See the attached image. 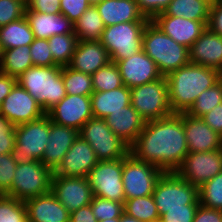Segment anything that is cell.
Returning <instances> with one entry per match:
<instances>
[{
  "instance_id": "1",
  "label": "cell",
  "mask_w": 222,
  "mask_h": 222,
  "mask_svg": "<svg viewBox=\"0 0 222 222\" xmlns=\"http://www.w3.org/2000/svg\"><path fill=\"white\" fill-rule=\"evenodd\" d=\"M130 153L163 172H175L189 153L182 113L147 121Z\"/></svg>"
},
{
  "instance_id": "2",
  "label": "cell",
  "mask_w": 222,
  "mask_h": 222,
  "mask_svg": "<svg viewBox=\"0 0 222 222\" xmlns=\"http://www.w3.org/2000/svg\"><path fill=\"white\" fill-rule=\"evenodd\" d=\"M221 79L220 71L191 63L168 74L166 80L172 112H187L203 91Z\"/></svg>"
},
{
  "instance_id": "3",
  "label": "cell",
  "mask_w": 222,
  "mask_h": 222,
  "mask_svg": "<svg viewBox=\"0 0 222 222\" xmlns=\"http://www.w3.org/2000/svg\"><path fill=\"white\" fill-rule=\"evenodd\" d=\"M142 49L165 77L190 63L189 48L166 35L152 20L144 28Z\"/></svg>"
},
{
  "instance_id": "4",
  "label": "cell",
  "mask_w": 222,
  "mask_h": 222,
  "mask_svg": "<svg viewBox=\"0 0 222 222\" xmlns=\"http://www.w3.org/2000/svg\"><path fill=\"white\" fill-rule=\"evenodd\" d=\"M17 82L37 100L45 113L67 95L61 66H32L17 78Z\"/></svg>"
},
{
  "instance_id": "5",
  "label": "cell",
  "mask_w": 222,
  "mask_h": 222,
  "mask_svg": "<svg viewBox=\"0 0 222 222\" xmlns=\"http://www.w3.org/2000/svg\"><path fill=\"white\" fill-rule=\"evenodd\" d=\"M50 118L47 114L25 124L15 126V146L11 152L17 164L42 160L48 143Z\"/></svg>"
},
{
  "instance_id": "6",
  "label": "cell",
  "mask_w": 222,
  "mask_h": 222,
  "mask_svg": "<svg viewBox=\"0 0 222 222\" xmlns=\"http://www.w3.org/2000/svg\"><path fill=\"white\" fill-rule=\"evenodd\" d=\"M159 216L167 209L185 208L188 204H200L198 187L191 185L176 172H163L152 194Z\"/></svg>"
},
{
  "instance_id": "7",
  "label": "cell",
  "mask_w": 222,
  "mask_h": 222,
  "mask_svg": "<svg viewBox=\"0 0 222 222\" xmlns=\"http://www.w3.org/2000/svg\"><path fill=\"white\" fill-rule=\"evenodd\" d=\"M54 171L39 160L17 164L11 189L5 194L21 201L51 191Z\"/></svg>"
},
{
  "instance_id": "8",
  "label": "cell",
  "mask_w": 222,
  "mask_h": 222,
  "mask_svg": "<svg viewBox=\"0 0 222 222\" xmlns=\"http://www.w3.org/2000/svg\"><path fill=\"white\" fill-rule=\"evenodd\" d=\"M79 136L90 144L98 161L122 159L130 153V146L112 132L105 119H89Z\"/></svg>"
},
{
  "instance_id": "9",
  "label": "cell",
  "mask_w": 222,
  "mask_h": 222,
  "mask_svg": "<svg viewBox=\"0 0 222 222\" xmlns=\"http://www.w3.org/2000/svg\"><path fill=\"white\" fill-rule=\"evenodd\" d=\"M148 22H124L106 26L100 42L111 61H120L142 50L143 31Z\"/></svg>"
},
{
  "instance_id": "10",
  "label": "cell",
  "mask_w": 222,
  "mask_h": 222,
  "mask_svg": "<svg viewBox=\"0 0 222 222\" xmlns=\"http://www.w3.org/2000/svg\"><path fill=\"white\" fill-rule=\"evenodd\" d=\"M131 90V105L147 122L173 114L169 104L168 83L165 76Z\"/></svg>"
},
{
  "instance_id": "11",
  "label": "cell",
  "mask_w": 222,
  "mask_h": 222,
  "mask_svg": "<svg viewBox=\"0 0 222 222\" xmlns=\"http://www.w3.org/2000/svg\"><path fill=\"white\" fill-rule=\"evenodd\" d=\"M163 171L136 159L131 153L123 158L122 180L125 200L152 195Z\"/></svg>"
},
{
  "instance_id": "12",
  "label": "cell",
  "mask_w": 222,
  "mask_h": 222,
  "mask_svg": "<svg viewBox=\"0 0 222 222\" xmlns=\"http://www.w3.org/2000/svg\"><path fill=\"white\" fill-rule=\"evenodd\" d=\"M122 171L123 158L98 161L87 175L93 196L125 203Z\"/></svg>"
},
{
  "instance_id": "13",
  "label": "cell",
  "mask_w": 222,
  "mask_h": 222,
  "mask_svg": "<svg viewBox=\"0 0 222 222\" xmlns=\"http://www.w3.org/2000/svg\"><path fill=\"white\" fill-rule=\"evenodd\" d=\"M175 172L199 188L222 172V147L209 152H189Z\"/></svg>"
},
{
  "instance_id": "14",
  "label": "cell",
  "mask_w": 222,
  "mask_h": 222,
  "mask_svg": "<svg viewBox=\"0 0 222 222\" xmlns=\"http://www.w3.org/2000/svg\"><path fill=\"white\" fill-rule=\"evenodd\" d=\"M0 113L15 126L37 120L46 114L37 100L18 82L3 100Z\"/></svg>"
},
{
  "instance_id": "15",
  "label": "cell",
  "mask_w": 222,
  "mask_h": 222,
  "mask_svg": "<svg viewBox=\"0 0 222 222\" xmlns=\"http://www.w3.org/2000/svg\"><path fill=\"white\" fill-rule=\"evenodd\" d=\"M51 192L70 213L89 205L94 197L87 177L53 175Z\"/></svg>"
},
{
  "instance_id": "16",
  "label": "cell",
  "mask_w": 222,
  "mask_h": 222,
  "mask_svg": "<svg viewBox=\"0 0 222 222\" xmlns=\"http://www.w3.org/2000/svg\"><path fill=\"white\" fill-rule=\"evenodd\" d=\"M46 114L52 122L79 131L89 119L93 118L90 96L67 94Z\"/></svg>"
},
{
  "instance_id": "17",
  "label": "cell",
  "mask_w": 222,
  "mask_h": 222,
  "mask_svg": "<svg viewBox=\"0 0 222 222\" xmlns=\"http://www.w3.org/2000/svg\"><path fill=\"white\" fill-rule=\"evenodd\" d=\"M112 62H115L118 66L122 83L129 89L153 82L162 77L156 63L143 49L129 58Z\"/></svg>"
},
{
  "instance_id": "18",
  "label": "cell",
  "mask_w": 222,
  "mask_h": 222,
  "mask_svg": "<svg viewBox=\"0 0 222 222\" xmlns=\"http://www.w3.org/2000/svg\"><path fill=\"white\" fill-rule=\"evenodd\" d=\"M95 152L90 144L80 136L74 141L62 162L54 170V175L64 177H87L97 164Z\"/></svg>"
},
{
  "instance_id": "19",
  "label": "cell",
  "mask_w": 222,
  "mask_h": 222,
  "mask_svg": "<svg viewBox=\"0 0 222 222\" xmlns=\"http://www.w3.org/2000/svg\"><path fill=\"white\" fill-rule=\"evenodd\" d=\"M152 21L177 43L190 48L205 31L207 25L202 21H193L184 17L168 16L164 12L157 14Z\"/></svg>"
},
{
  "instance_id": "20",
  "label": "cell",
  "mask_w": 222,
  "mask_h": 222,
  "mask_svg": "<svg viewBox=\"0 0 222 222\" xmlns=\"http://www.w3.org/2000/svg\"><path fill=\"white\" fill-rule=\"evenodd\" d=\"M182 120L189 152H209L222 147V137L202 118L182 112Z\"/></svg>"
},
{
  "instance_id": "21",
  "label": "cell",
  "mask_w": 222,
  "mask_h": 222,
  "mask_svg": "<svg viewBox=\"0 0 222 222\" xmlns=\"http://www.w3.org/2000/svg\"><path fill=\"white\" fill-rule=\"evenodd\" d=\"M189 61L222 73V36L206 28L189 48Z\"/></svg>"
},
{
  "instance_id": "22",
  "label": "cell",
  "mask_w": 222,
  "mask_h": 222,
  "mask_svg": "<svg viewBox=\"0 0 222 222\" xmlns=\"http://www.w3.org/2000/svg\"><path fill=\"white\" fill-rule=\"evenodd\" d=\"M78 136L77 129L56 124L50 120L48 143L41 162L54 171Z\"/></svg>"
},
{
  "instance_id": "23",
  "label": "cell",
  "mask_w": 222,
  "mask_h": 222,
  "mask_svg": "<svg viewBox=\"0 0 222 222\" xmlns=\"http://www.w3.org/2000/svg\"><path fill=\"white\" fill-rule=\"evenodd\" d=\"M28 222H70V212L50 191L24 201Z\"/></svg>"
},
{
  "instance_id": "24",
  "label": "cell",
  "mask_w": 222,
  "mask_h": 222,
  "mask_svg": "<svg viewBox=\"0 0 222 222\" xmlns=\"http://www.w3.org/2000/svg\"><path fill=\"white\" fill-rule=\"evenodd\" d=\"M110 61L107 49L100 41H78L68 67L92 75Z\"/></svg>"
},
{
  "instance_id": "25",
  "label": "cell",
  "mask_w": 222,
  "mask_h": 222,
  "mask_svg": "<svg viewBox=\"0 0 222 222\" xmlns=\"http://www.w3.org/2000/svg\"><path fill=\"white\" fill-rule=\"evenodd\" d=\"M25 18L34 34V38L49 39L57 34H74V23L62 13L45 14L25 10Z\"/></svg>"
},
{
  "instance_id": "26",
  "label": "cell",
  "mask_w": 222,
  "mask_h": 222,
  "mask_svg": "<svg viewBox=\"0 0 222 222\" xmlns=\"http://www.w3.org/2000/svg\"><path fill=\"white\" fill-rule=\"evenodd\" d=\"M105 26L124 22H149L136 0H103L95 5Z\"/></svg>"
},
{
  "instance_id": "27",
  "label": "cell",
  "mask_w": 222,
  "mask_h": 222,
  "mask_svg": "<svg viewBox=\"0 0 222 222\" xmlns=\"http://www.w3.org/2000/svg\"><path fill=\"white\" fill-rule=\"evenodd\" d=\"M114 134L131 146L142 132L146 121L130 104L105 118Z\"/></svg>"
},
{
  "instance_id": "28",
  "label": "cell",
  "mask_w": 222,
  "mask_h": 222,
  "mask_svg": "<svg viewBox=\"0 0 222 222\" xmlns=\"http://www.w3.org/2000/svg\"><path fill=\"white\" fill-rule=\"evenodd\" d=\"M93 118L105 119L131 104V90L123 85L111 91L93 92L90 96Z\"/></svg>"
},
{
  "instance_id": "29",
  "label": "cell",
  "mask_w": 222,
  "mask_h": 222,
  "mask_svg": "<svg viewBox=\"0 0 222 222\" xmlns=\"http://www.w3.org/2000/svg\"><path fill=\"white\" fill-rule=\"evenodd\" d=\"M213 0H171L164 10L168 16L184 17L208 24L210 7Z\"/></svg>"
},
{
  "instance_id": "30",
  "label": "cell",
  "mask_w": 222,
  "mask_h": 222,
  "mask_svg": "<svg viewBox=\"0 0 222 222\" xmlns=\"http://www.w3.org/2000/svg\"><path fill=\"white\" fill-rule=\"evenodd\" d=\"M34 34L24 17L0 27V45L3 50L30 45Z\"/></svg>"
},
{
  "instance_id": "31",
  "label": "cell",
  "mask_w": 222,
  "mask_h": 222,
  "mask_svg": "<svg viewBox=\"0 0 222 222\" xmlns=\"http://www.w3.org/2000/svg\"><path fill=\"white\" fill-rule=\"evenodd\" d=\"M30 45L3 50L0 57V72L16 79L33 66Z\"/></svg>"
},
{
  "instance_id": "32",
  "label": "cell",
  "mask_w": 222,
  "mask_h": 222,
  "mask_svg": "<svg viewBox=\"0 0 222 222\" xmlns=\"http://www.w3.org/2000/svg\"><path fill=\"white\" fill-rule=\"evenodd\" d=\"M73 25L78 41H100L106 28L96 6L93 5Z\"/></svg>"
},
{
  "instance_id": "33",
  "label": "cell",
  "mask_w": 222,
  "mask_h": 222,
  "mask_svg": "<svg viewBox=\"0 0 222 222\" xmlns=\"http://www.w3.org/2000/svg\"><path fill=\"white\" fill-rule=\"evenodd\" d=\"M124 213L142 222H159L160 219L152 195L125 200Z\"/></svg>"
},
{
  "instance_id": "34",
  "label": "cell",
  "mask_w": 222,
  "mask_h": 222,
  "mask_svg": "<svg viewBox=\"0 0 222 222\" xmlns=\"http://www.w3.org/2000/svg\"><path fill=\"white\" fill-rule=\"evenodd\" d=\"M78 43L75 34H57L48 39L53 60L58 66H68Z\"/></svg>"
},
{
  "instance_id": "35",
  "label": "cell",
  "mask_w": 222,
  "mask_h": 222,
  "mask_svg": "<svg viewBox=\"0 0 222 222\" xmlns=\"http://www.w3.org/2000/svg\"><path fill=\"white\" fill-rule=\"evenodd\" d=\"M62 77L67 94L91 96L94 92L90 74L76 71L68 66H63Z\"/></svg>"
},
{
  "instance_id": "36",
  "label": "cell",
  "mask_w": 222,
  "mask_h": 222,
  "mask_svg": "<svg viewBox=\"0 0 222 222\" xmlns=\"http://www.w3.org/2000/svg\"><path fill=\"white\" fill-rule=\"evenodd\" d=\"M91 77L95 92L111 91L123 86L119 68L112 61L98 69Z\"/></svg>"
},
{
  "instance_id": "37",
  "label": "cell",
  "mask_w": 222,
  "mask_h": 222,
  "mask_svg": "<svg viewBox=\"0 0 222 222\" xmlns=\"http://www.w3.org/2000/svg\"><path fill=\"white\" fill-rule=\"evenodd\" d=\"M219 103H222V79L213 87L203 91L186 113L193 117L202 118Z\"/></svg>"
},
{
  "instance_id": "38",
  "label": "cell",
  "mask_w": 222,
  "mask_h": 222,
  "mask_svg": "<svg viewBox=\"0 0 222 222\" xmlns=\"http://www.w3.org/2000/svg\"><path fill=\"white\" fill-rule=\"evenodd\" d=\"M198 194L201 205L222 210V172L201 185Z\"/></svg>"
},
{
  "instance_id": "39",
  "label": "cell",
  "mask_w": 222,
  "mask_h": 222,
  "mask_svg": "<svg viewBox=\"0 0 222 222\" xmlns=\"http://www.w3.org/2000/svg\"><path fill=\"white\" fill-rule=\"evenodd\" d=\"M0 222H28L24 201L0 194Z\"/></svg>"
},
{
  "instance_id": "40",
  "label": "cell",
  "mask_w": 222,
  "mask_h": 222,
  "mask_svg": "<svg viewBox=\"0 0 222 222\" xmlns=\"http://www.w3.org/2000/svg\"><path fill=\"white\" fill-rule=\"evenodd\" d=\"M97 221L120 218L124 213V203L94 196L91 203Z\"/></svg>"
},
{
  "instance_id": "41",
  "label": "cell",
  "mask_w": 222,
  "mask_h": 222,
  "mask_svg": "<svg viewBox=\"0 0 222 222\" xmlns=\"http://www.w3.org/2000/svg\"><path fill=\"white\" fill-rule=\"evenodd\" d=\"M30 55L33 66H58L53 60L48 39L34 38V41L30 44Z\"/></svg>"
},
{
  "instance_id": "42",
  "label": "cell",
  "mask_w": 222,
  "mask_h": 222,
  "mask_svg": "<svg viewBox=\"0 0 222 222\" xmlns=\"http://www.w3.org/2000/svg\"><path fill=\"white\" fill-rule=\"evenodd\" d=\"M25 0H0V27L25 16Z\"/></svg>"
},
{
  "instance_id": "43",
  "label": "cell",
  "mask_w": 222,
  "mask_h": 222,
  "mask_svg": "<svg viewBox=\"0 0 222 222\" xmlns=\"http://www.w3.org/2000/svg\"><path fill=\"white\" fill-rule=\"evenodd\" d=\"M17 163L13 160L11 153L0 154V194H6L13 183Z\"/></svg>"
},
{
  "instance_id": "44",
  "label": "cell",
  "mask_w": 222,
  "mask_h": 222,
  "mask_svg": "<svg viewBox=\"0 0 222 222\" xmlns=\"http://www.w3.org/2000/svg\"><path fill=\"white\" fill-rule=\"evenodd\" d=\"M15 146V125L0 113V154H9Z\"/></svg>"
},
{
  "instance_id": "45",
  "label": "cell",
  "mask_w": 222,
  "mask_h": 222,
  "mask_svg": "<svg viewBox=\"0 0 222 222\" xmlns=\"http://www.w3.org/2000/svg\"><path fill=\"white\" fill-rule=\"evenodd\" d=\"M199 204H188L185 208L167 209L160 216L159 222H193Z\"/></svg>"
},
{
  "instance_id": "46",
  "label": "cell",
  "mask_w": 222,
  "mask_h": 222,
  "mask_svg": "<svg viewBox=\"0 0 222 222\" xmlns=\"http://www.w3.org/2000/svg\"><path fill=\"white\" fill-rule=\"evenodd\" d=\"M90 6L88 0H60L61 13L72 23H75Z\"/></svg>"
},
{
  "instance_id": "47",
  "label": "cell",
  "mask_w": 222,
  "mask_h": 222,
  "mask_svg": "<svg viewBox=\"0 0 222 222\" xmlns=\"http://www.w3.org/2000/svg\"><path fill=\"white\" fill-rule=\"evenodd\" d=\"M143 15L152 20L157 14L164 12L171 0H136Z\"/></svg>"
},
{
  "instance_id": "48",
  "label": "cell",
  "mask_w": 222,
  "mask_h": 222,
  "mask_svg": "<svg viewBox=\"0 0 222 222\" xmlns=\"http://www.w3.org/2000/svg\"><path fill=\"white\" fill-rule=\"evenodd\" d=\"M26 8L30 11L45 14L61 13L60 0H27Z\"/></svg>"
},
{
  "instance_id": "49",
  "label": "cell",
  "mask_w": 222,
  "mask_h": 222,
  "mask_svg": "<svg viewBox=\"0 0 222 222\" xmlns=\"http://www.w3.org/2000/svg\"><path fill=\"white\" fill-rule=\"evenodd\" d=\"M207 28L222 36V0L212 1Z\"/></svg>"
},
{
  "instance_id": "50",
  "label": "cell",
  "mask_w": 222,
  "mask_h": 222,
  "mask_svg": "<svg viewBox=\"0 0 222 222\" xmlns=\"http://www.w3.org/2000/svg\"><path fill=\"white\" fill-rule=\"evenodd\" d=\"M193 222H222V210L204 207L199 204Z\"/></svg>"
},
{
  "instance_id": "51",
  "label": "cell",
  "mask_w": 222,
  "mask_h": 222,
  "mask_svg": "<svg viewBox=\"0 0 222 222\" xmlns=\"http://www.w3.org/2000/svg\"><path fill=\"white\" fill-rule=\"evenodd\" d=\"M205 123L222 137V103L202 117Z\"/></svg>"
},
{
  "instance_id": "52",
  "label": "cell",
  "mask_w": 222,
  "mask_h": 222,
  "mask_svg": "<svg viewBox=\"0 0 222 222\" xmlns=\"http://www.w3.org/2000/svg\"><path fill=\"white\" fill-rule=\"evenodd\" d=\"M70 222H98L93 214L91 205L79 208L70 213Z\"/></svg>"
},
{
  "instance_id": "53",
  "label": "cell",
  "mask_w": 222,
  "mask_h": 222,
  "mask_svg": "<svg viewBox=\"0 0 222 222\" xmlns=\"http://www.w3.org/2000/svg\"><path fill=\"white\" fill-rule=\"evenodd\" d=\"M16 83L15 77L0 72V107Z\"/></svg>"
},
{
  "instance_id": "54",
  "label": "cell",
  "mask_w": 222,
  "mask_h": 222,
  "mask_svg": "<svg viewBox=\"0 0 222 222\" xmlns=\"http://www.w3.org/2000/svg\"><path fill=\"white\" fill-rule=\"evenodd\" d=\"M120 222H142L134 217H131L127 215L126 213H123L120 217Z\"/></svg>"
},
{
  "instance_id": "55",
  "label": "cell",
  "mask_w": 222,
  "mask_h": 222,
  "mask_svg": "<svg viewBox=\"0 0 222 222\" xmlns=\"http://www.w3.org/2000/svg\"><path fill=\"white\" fill-rule=\"evenodd\" d=\"M98 222H120V218L106 219Z\"/></svg>"
},
{
  "instance_id": "56",
  "label": "cell",
  "mask_w": 222,
  "mask_h": 222,
  "mask_svg": "<svg viewBox=\"0 0 222 222\" xmlns=\"http://www.w3.org/2000/svg\"><path fill=\"white\" fill-rule=\"evenodd\" d=\"M88 1H89L90 5L95 6L96 4L102 2L103 0H88Z\"/></svg>"
},
{
  "instance_id": "57",
  "label": "cell",
  "mask_w": 222,
  "mask_h": 222,
  "mask_svg": "<svg viewBox=\"0 0 222 222\" xmlns=\"http://www.w3.org/2000/svg\"><path fill=\"white\" fill-rule=\"evenodd\" d=\"M1 54H2V48H1V45H0V57H1Z\"/></svg>"
}]
</instances>
